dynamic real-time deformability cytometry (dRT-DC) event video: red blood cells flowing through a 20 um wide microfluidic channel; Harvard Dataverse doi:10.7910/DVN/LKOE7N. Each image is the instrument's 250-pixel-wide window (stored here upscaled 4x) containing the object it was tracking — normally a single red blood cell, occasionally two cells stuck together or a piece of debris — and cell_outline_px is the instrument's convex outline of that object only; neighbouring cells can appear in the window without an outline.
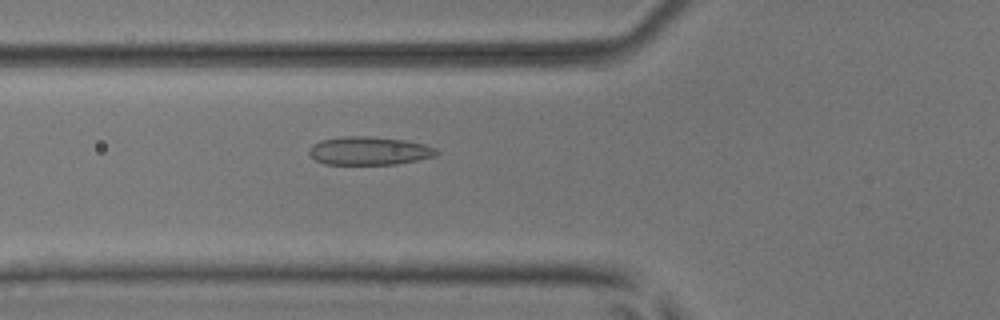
{"species": "common noctule bat (a hibernating species)", "species_latin": "Nyctalus noctula", "temperature_condition": "room temperature", "stored_images_in_passage": 34, "camera_frame_rate_fps": 3000, "um_per_image_px": 0.085, "animal": {"sex": "male", "body_mass_g": 17.9, "forearm_length_mm": 54.2}, "frame": {"image": 1, "passage_image": 3, "time_ms": 0.667, "image_size_px": [1000, 320], "cell_outline_px": [[440, 152], [436, 156], [396, 164], [324, 164], [308, 156], [308, 148], [312, 144], [320, 140], [344, 136], [368, 136], [404, 140], [424, 144], [436, 148]], "centroid_in_image_um": [31.34, 12.82], "position_along_channel_um": 94.5, "area_um2": 21.15}}
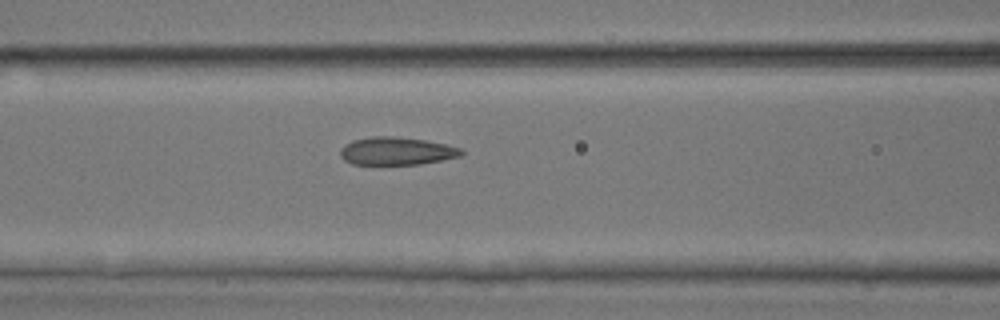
{"frame": {"image": 2, "passage_image": 6, "time_ms": 1.667, "image_size_px": [1000, 320], "cell_outline_px": [[464, 152], [460, 156], [420, 164], [352, 164], [344, 160], [340, 156], [340, 148], [344, 144], [352, 140], [372, 136], [392, 136], [424, 140], [448, 144], [460, 148]], "centroid_in_image_um": [33.67, 12.83], "position_along_channel_um": 132.9, "area_um2": 19.65}}
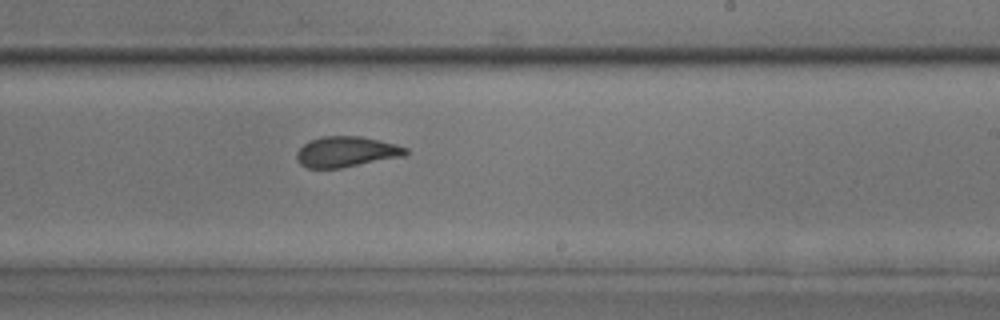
{"frame": {"image": 3, "passage_image": 16, "time_ms": 5.0, "image_size_px": [1000, 320], "cell_outline_px": [[408, 152], [404, 156], [340, 168], [308, 168], [300, 164], [296, 160], [296, 152], [308, 140], [320, 136], [360, 136], [380, 140], [396, 144], [408, 148]], "centroid_in_image_um": [29.42, 12.89], "position_along_channel_um": 259.6, "area_um2": 19.54}, "authors_computed_cell_mechanics": {"area_um2": 19.5364, "velocity_mm_per_s": 3.819, "shape_relaxation_time_tau1_ms": 8.8189, "shape_relaxation_time_tau2_ms": 1.3588, "deformation_change_tau1": 0.1878, "deformation_change_tau2": 0.0664}}